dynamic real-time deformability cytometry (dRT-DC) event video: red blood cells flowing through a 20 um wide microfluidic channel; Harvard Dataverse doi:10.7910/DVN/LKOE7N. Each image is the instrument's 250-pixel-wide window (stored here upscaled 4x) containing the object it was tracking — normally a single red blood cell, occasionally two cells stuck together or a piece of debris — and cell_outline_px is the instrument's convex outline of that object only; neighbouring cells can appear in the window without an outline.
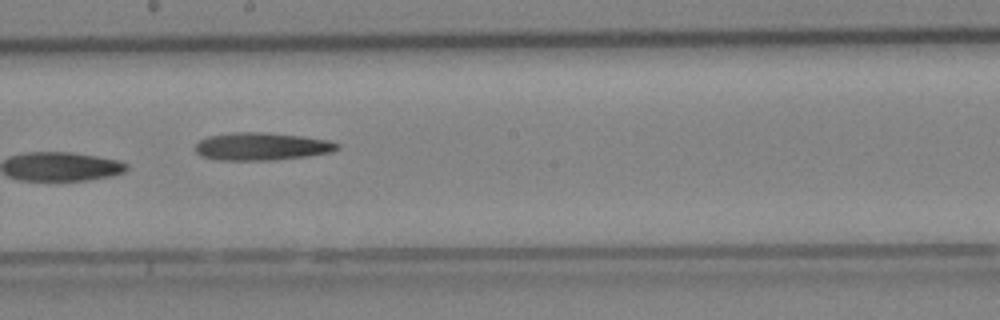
{"species": "Egyptian fruit bat (a non-hibernating species)", "species_latin": "Rousettus aegyptiacus", "temperature_condition": "cold", "stored_images_in_passage": 20, "camera_frame_rate_fps": 3000, "um_per_image_px": 0.085, "animal": {"sex": "female"}, "frame": {"image": 1, "passage_image": 12, "time_ms": 3.667, "image_size_px": [1000, 320], "cell_outline_px": [[340, 148], [332, 152], [308, 156], [272, 160], [216, 160], [200, 156], [196, 152], [196, 144], [200, 140], [208, 136], [232, 132], [264, 132], [304, 136], [328, 140], [340, 144]], "centroid_in_image_um": [22.25, 12.44], "position_along_channel_um": 226.0, "area_um2": 23.12}}